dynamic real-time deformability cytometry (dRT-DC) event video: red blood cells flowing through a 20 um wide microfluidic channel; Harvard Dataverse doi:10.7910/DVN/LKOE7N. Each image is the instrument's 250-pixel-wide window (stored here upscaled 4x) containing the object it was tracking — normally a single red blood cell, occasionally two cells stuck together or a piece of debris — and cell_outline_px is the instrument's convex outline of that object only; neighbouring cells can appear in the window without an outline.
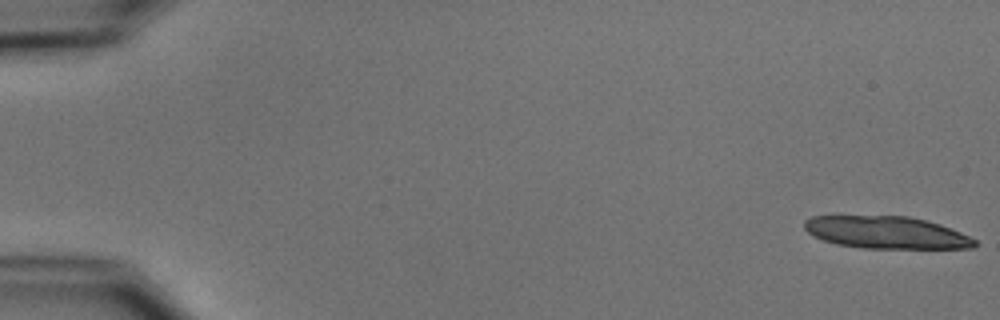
{"species": "common noctule bat (a hibernating species)", "species_latin": "Nyctalus noctula", "temperature_condition": "cold", "stored_images_in_passage": 36, "camera_frame_rate_fps": 3000, "um_per_image_px": 0.085, "animal": {"sex": "male", "body_mass_g": 15.6}, "frame": {"image": 1, "passage_image": 1, "time_ms": 0.0, "image_size_px": [1000, 320], "cell_outline_px": [[976, 244], [972, 248], [860, 248], [836, 244], [812, 236], [804, 228], [804, 220], [812, 216], [908, 216], [940, 224], [960, 232], [976, 240]], "centroid_in_image_um": [75.3, 19.76], "position_along_channel_um": 9.7, "area_um2": 31.96}}
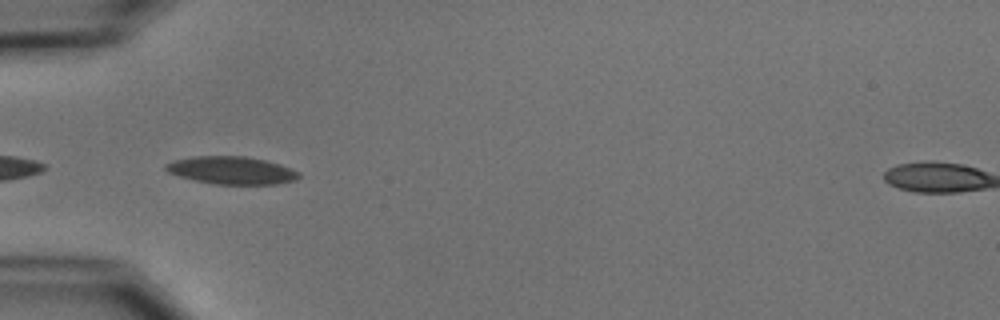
{"frame": {"image": 2, "passage_image": 18, "time_ms": 5.667, "image_size_px": [1000, 320], "cell_outline_px": [[300, 176], [296, 180], [276, 184], [216, 184], [196, 180], [180, 176], [168, 172], [164, 168], [164, 164], [176, 160], [192, 156], [244, 156], [264, 160], [280, 164], [300, 172]], "centroid_in_image_um": [19.7, 14.47], "position_along_channel_um": 65.3, "area_um2": 21.33}}